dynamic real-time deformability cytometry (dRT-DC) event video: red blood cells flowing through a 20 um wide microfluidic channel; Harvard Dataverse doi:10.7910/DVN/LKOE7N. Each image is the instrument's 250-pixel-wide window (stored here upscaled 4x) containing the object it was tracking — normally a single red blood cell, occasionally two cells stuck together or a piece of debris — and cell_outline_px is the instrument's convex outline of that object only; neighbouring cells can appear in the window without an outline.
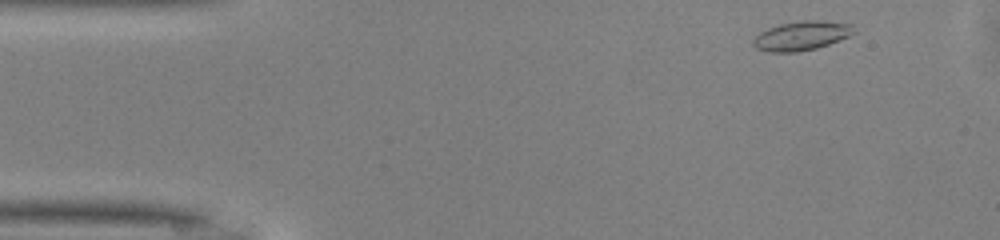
{"species": "common noctule bat (a hibernating species)", "species_latin": "Nyctalus noctula", "temperature_condition": "warm", "stored_images_in_passage": 34, "camera_frame_rate_fps": 3000, "um_per_image_px": 0.085, "animal": {"sex": "male", "body_mass_g": 13.0, "forearm_length_mm": 53.1}, "frame": {"image": 1, "passage_image": 1, "time_ms": 0.0, "image_size_px": [1000, 240], "cell_outline_px": [[856, 32], [840, 40], [816, 48], [796, 52], [768, 52], [756, 48], [752, 44], [752, 40], [760, 32], [768, 28], [780, 24], [804, 20], [824, 20], [852, 24]], "centroid_in_image_um": [68.13, 3.03], "position_along_channel_um": 16.9, "area_um2": 17.17}}
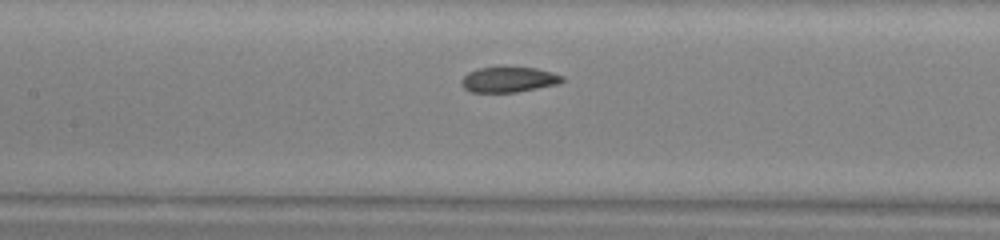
{"frame": {"image": 2, "passage_image": 18, "time_ms": 5.667, "image_size_px": [1000, 240], "cell_outline_px": [[564, 80], [556, 84], [516, 92], [472, 92], [464, 88], [460, 84], [460, 80], [468, 72], [480, 68], [536, 68], [552, 72], [564, 76]], "centroid_in_image_um": [43.22, 6.77], "position_along_channel_um": 164.2, "area_um2": 14.62}}
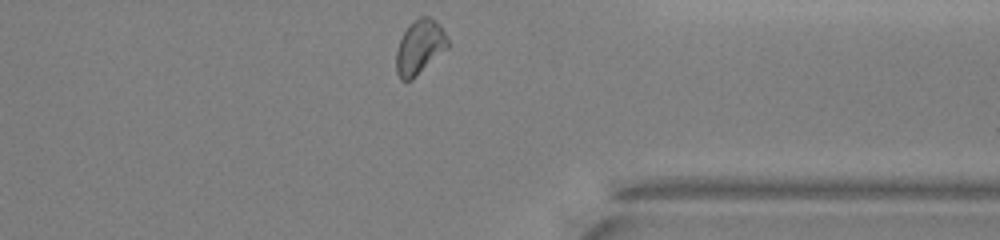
{"frame": {"image": 3, "passage_image": 34, "time_ms": 11.0, "image_size_px": [1000, 240], "cell_outline_px": [[448, 48], [412, 80], [400, 80], [396, 72], [396, 52], [400, 40], [408, 24], [420, 16], [428, 16], [436, 20], [440, 24], [448, 40]], "centroid_in_image_um": [35.67, 4.0], "position_along_channel_um": 375.7, "area_um2": 16.42}, "authors_computed_cell_mechanics": {"area_um2": 15.9817, "velocity_mm_per_s": 4.1421, "shape_relaxation_time_tau1_ms": 6.2884, "shape_relaxation_time_tau2_ms": 4.2154, "deformation_change_tau1": 0.1467, "deformation_change_tau2": 0.0744}}